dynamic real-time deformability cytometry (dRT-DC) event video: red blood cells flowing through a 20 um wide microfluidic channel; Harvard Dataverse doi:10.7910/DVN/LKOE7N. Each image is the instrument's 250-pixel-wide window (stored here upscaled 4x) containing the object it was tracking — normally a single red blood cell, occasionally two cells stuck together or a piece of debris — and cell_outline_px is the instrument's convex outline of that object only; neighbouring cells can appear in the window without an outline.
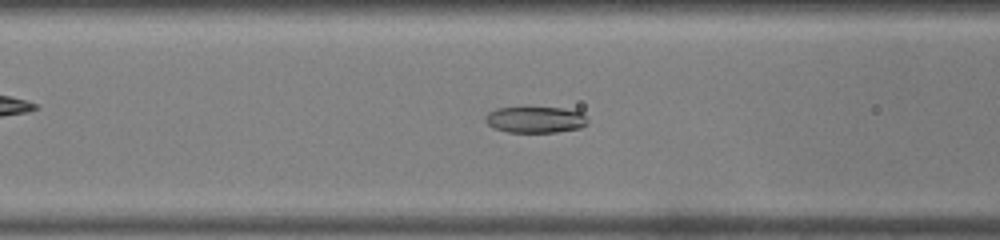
{"species": "common noctule bat (a hibernating species)", "species_latin": "Nyctalus noctula", "temperature_condition": "warm", "stored_images_in_passage": 48, "camera_frame_rate_fps": 3000, "um_per_image_px": 0.085, "animal": {"sex": "male", "body_mass_g": 19.0, "forearm_length_mm": 50.8}, "frame": {"image": 1, "passage_image": 20, "time_ms": 6.333, "image_size_px": [1000, 240], "cell_outline_px": [[588, 124], [580, 128], [556, 132], [508, 132], [492, 128], [484, 120], [484, 116], [488, 112], [496, 108], [528, 104], [564, 108], [580, 112], [588, 120]], "centroid_in_image_um": [45.45, 10.11], "position_along_channel_um": 121.2, "area_um2": 16.65}}
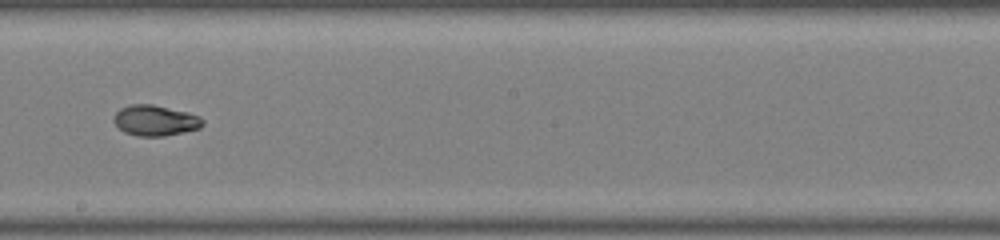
{"frame": {"image": 2, "passage_image": 28, "time_ms": 9.0, "image_size_px": [1000, 240], "cell_outline_px": [[204, 124], [200, 128], [164, 136], [136, 136], [124, 132], [112, 120], [116, 112], [120, 108], [132, 104], [152, 104], [188, 112], [200, 116], [204, 120]], "centroid_in_image_um": [13.2, 10.24], "position_along_channel_um": 235.0, "area_um2": 15.9}}
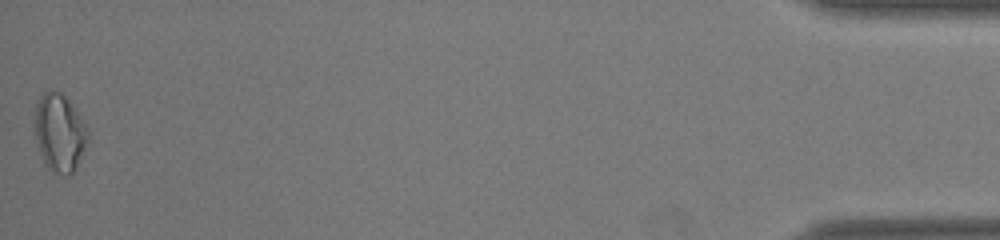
{"frame": {"image": 3, "passage_image": 48, "time_ms": 15.667, "image_size_px": [1000, 240], "cell_outline_px": [[88, 140], [76, 168], [68, 176], [52, 172], [48, 168], [40, 152], [36, 136], [36, 104], [40, 96], [44, 92], [60, 92], [64, 96], [80, 116], [88, 132]], "centroid_in_image_um": [5.07, 11.32], "position_along_channel_um": 430.1, "area_um2": 23.35}, "authors_computed_cell_mechanics": {"area_um2": 17.34, "velocity_mm_per_s": 4.2834, "shape_relaxation_time_tau1_ms": null, "shape_relaxation_time_tau2_ms": 2.5637, "deformation_change_tau1": null, "deformation_change_tau2": 0.061}}